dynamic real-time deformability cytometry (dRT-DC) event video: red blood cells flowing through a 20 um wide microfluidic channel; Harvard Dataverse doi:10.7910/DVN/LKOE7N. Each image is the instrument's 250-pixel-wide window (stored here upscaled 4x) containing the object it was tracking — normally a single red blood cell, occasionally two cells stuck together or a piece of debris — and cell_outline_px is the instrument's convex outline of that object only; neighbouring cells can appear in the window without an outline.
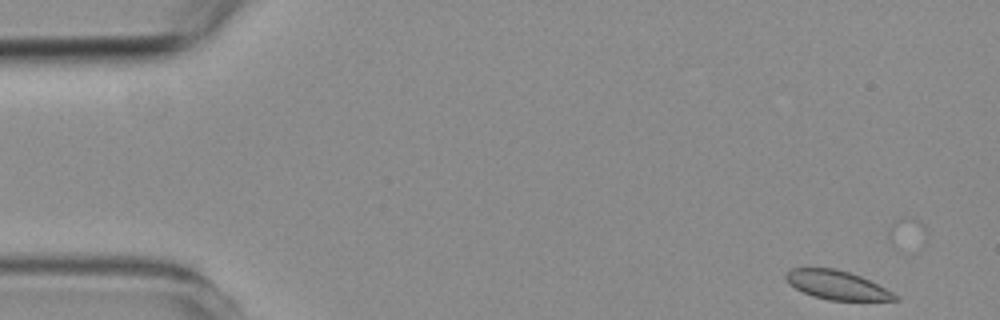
{"species": "common noctule bat (a hibernating species)", "species_latin": "Nyctalus noctula", "temperature_condition": "room temperature", "stored_images_in_passage": 4, "camera_frame_rate_fps": 3000, "um_per_image_px": 0.085, "animal": {"sex": "female", "body_mass_g": 19.3, "forearm_length_mm": 54.1}, "frame": {"image": 1, "passage_image": 1, "time_ms": 0.0, "image_size_px": [1000, 320], "cell_outline_px": [[900, 300], [828, 300], [812, 296], [788, 284], [784, 276], [792, 268], [836, 268], [860, 276], [900, 296]], "centroid_in_image_um": [71.12, 24.23], "position_along_channel_um": 13.9, "area_um2": 18.15}}
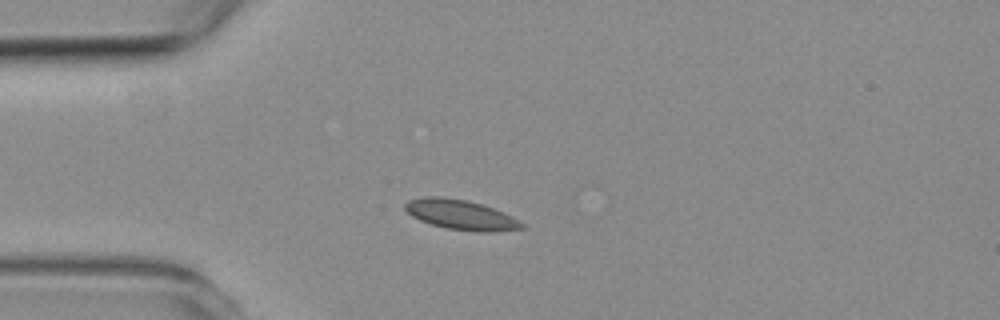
{"frame": {"image": 2, "passage_image": 4, "time_ms": 3.333, "image_size_px": [1000, 320], "cell_outline_px": [[524, 228], [488, 232], [476, 232], [448, 228], [432, 224], [420, 220], [412, 216], [404, 208], [404, 204], [408, 200], [428, 196], [440, 196], [464, 200], [480, 204], [504, 212], [524, 224]], "centroid_in_image_um": [39.14, 18.25], "position_along_channel_um": 45.9, "area_um2": 20.0}}